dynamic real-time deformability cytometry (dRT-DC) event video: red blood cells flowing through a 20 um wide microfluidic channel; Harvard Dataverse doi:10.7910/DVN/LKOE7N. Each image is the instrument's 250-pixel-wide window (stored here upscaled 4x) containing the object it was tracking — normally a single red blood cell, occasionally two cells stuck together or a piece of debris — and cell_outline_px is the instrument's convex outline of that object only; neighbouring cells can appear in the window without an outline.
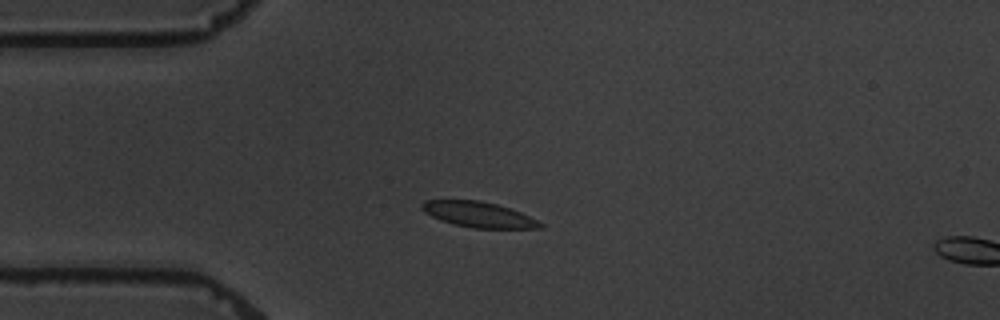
{"species": "common noctule bat (a hibernating species)", "species_latin": "Nyctalus noctula", "temperature_condition": "warm", "stored_images_in_passage": 4, "camera_frame_rate_fps": 3000, "um_per_image_px": 0.085, "animal": {"sex": "male", "body_mass_g": 19.5, "forearm_length_mm": 54.6}, "frame": {"image": 1, "passage_image": 3, "time_ms": 2.333, "image_size_px": [1000, 320], "cell_outline_px": [[544, 228], [472, 228], [452, 224], [440, 220], [424, 212], [420, 208], [420, 204], [424, 200], [480, 200], [496, 204], [520, 212], [544, 224]], "centroid_in_image_um": [40.63, 18.23], "position_along_channel_um": 44.4, "area_um2": 17.57}}